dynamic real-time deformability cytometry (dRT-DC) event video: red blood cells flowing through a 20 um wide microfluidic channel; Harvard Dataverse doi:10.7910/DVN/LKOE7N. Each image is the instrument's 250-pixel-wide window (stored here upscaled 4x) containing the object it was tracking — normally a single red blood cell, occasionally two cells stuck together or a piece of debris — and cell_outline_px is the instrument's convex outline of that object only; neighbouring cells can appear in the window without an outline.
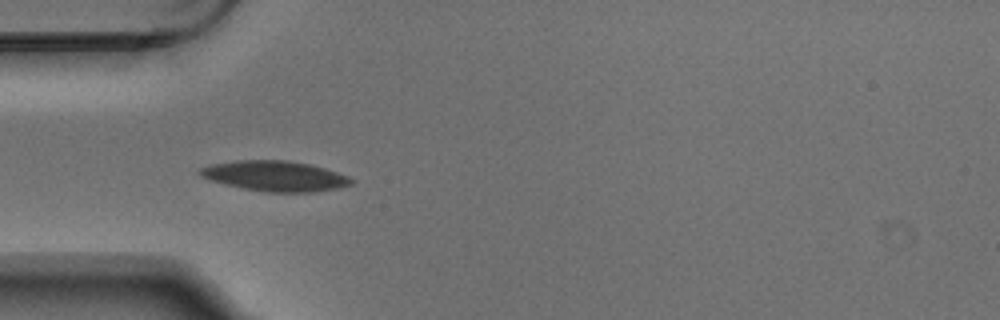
{"species": "Egyptian fruit bat (a non-hibernating species)", "species_latin": "Rousettus aegyptiacus", "temperature_condition": "warm", "stored_images_in_passage": 5, "camera_frame_rate_fps": 3000, "um_per_image_px": 0.085, "animal": {"sex": "male"}, "frame": {"image": 1, "passage_image": 5, "time_ms": 1.333, "image_size_px": [1000, 320], "cell_outline_px": [[356, 180], [352, 184], [340, 188], [312, 192], [268, 192], [244, 188], [224, 184], [200, 176], [196, 172], [200, 168], [212, 164], [236, 160], [288, 160], [308, 164], [324, 168], [348, 176]], "centroid_in_image_um": [23.39, 14.96], "position_along_channel_um": 61.6, "area_um2": 26.7}}